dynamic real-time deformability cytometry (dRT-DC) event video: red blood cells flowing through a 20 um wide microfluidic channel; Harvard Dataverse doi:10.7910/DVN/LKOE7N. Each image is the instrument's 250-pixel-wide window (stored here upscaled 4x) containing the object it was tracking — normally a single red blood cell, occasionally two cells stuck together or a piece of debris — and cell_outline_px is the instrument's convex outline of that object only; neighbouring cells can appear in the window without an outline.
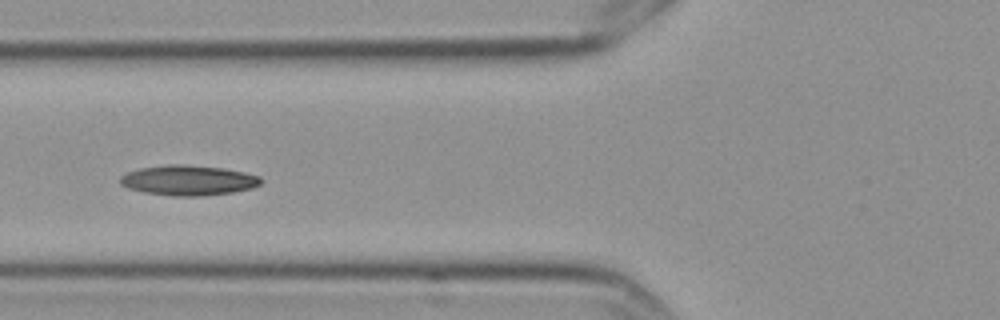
{"species": "Egyptian fruit bat (a non-hibernating species)", "species_latin": "Rousettus aegyptiacus", "temperature_condition": "cold", "stored_images_in_passage": 8, "camera_frame_rate_fps": 3000, "um_per_image_px": 0.085, "frame": {"image": 1, "passage_image": 4, "time_ms": 1.0, "image_size_px": [1000, 320], "cell_outline_px": [[264, 180], [260, 184], [252, 188], [232, 192], [200, 196], [172, 196], [144, 192], [128, 188], [120, 184], [120, 176], [128, 172], [140, 168], [168, 164], [180, 164], [224, 168], [244, 172], [260, 176]], "centroid_in_image_um": [16.02, 15.32], "position_along_channel_um": 109.8, "area_um2": 24.74}}
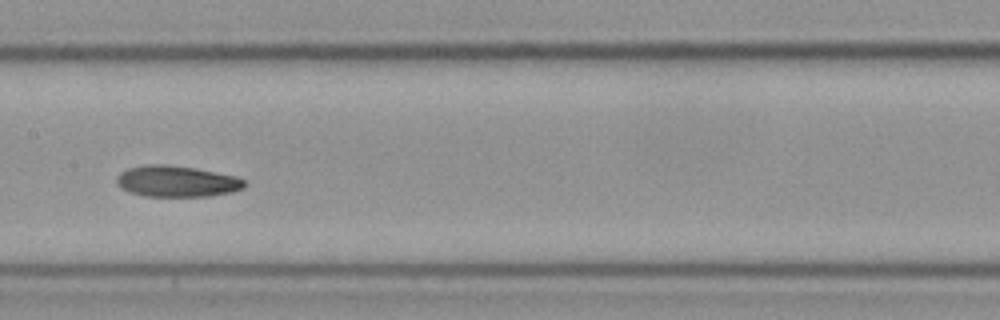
{"frame": {"image": 2, "passage_image": 6, "time_ms": 1.667, "image_size_px": [1000, 320], "cell_outline_px": [[248, 184], [244, 188], [232, 192], [208, 196], [144, 196], [128, 192], [120, 188], [116, 184], [116, 176], [120, 172], [128, 168], [152, 164], [160, 164], [196, 168], [236, 176], [244, 180]], "centroid_in_image_um": [15.01, 15.42], "position_along_channel_um": 192.4, "area_um2": 23.35}}
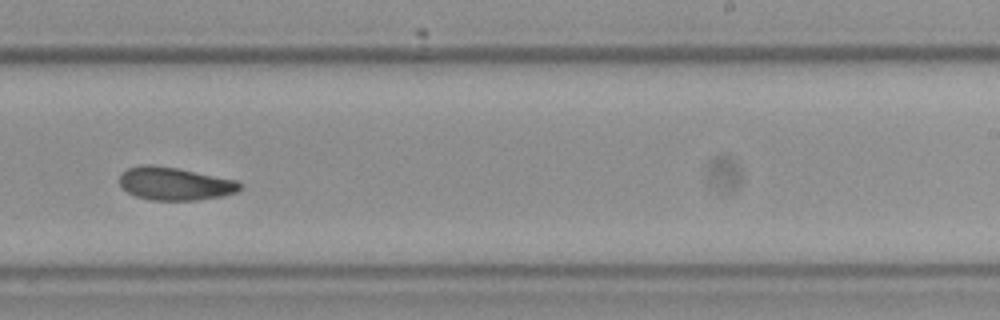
{"frame": {"image": 3, "passage_image": 8, "time_ms": 2.333, "image_size_px": [1000, 320], "cell_outline_px": [[244, 188], [236, 192], [224, 196], [196, 200], [152, 200], [136, 196], [128, 192], [120, 184], [120, 172], [128, 168], [144, 164], [152, 164], [176, 168], [236, 180]], "centroid_in_image_um": [14.86, 15.61], "position_along_channel_um": 274.1, "area_um2": 23.06}}